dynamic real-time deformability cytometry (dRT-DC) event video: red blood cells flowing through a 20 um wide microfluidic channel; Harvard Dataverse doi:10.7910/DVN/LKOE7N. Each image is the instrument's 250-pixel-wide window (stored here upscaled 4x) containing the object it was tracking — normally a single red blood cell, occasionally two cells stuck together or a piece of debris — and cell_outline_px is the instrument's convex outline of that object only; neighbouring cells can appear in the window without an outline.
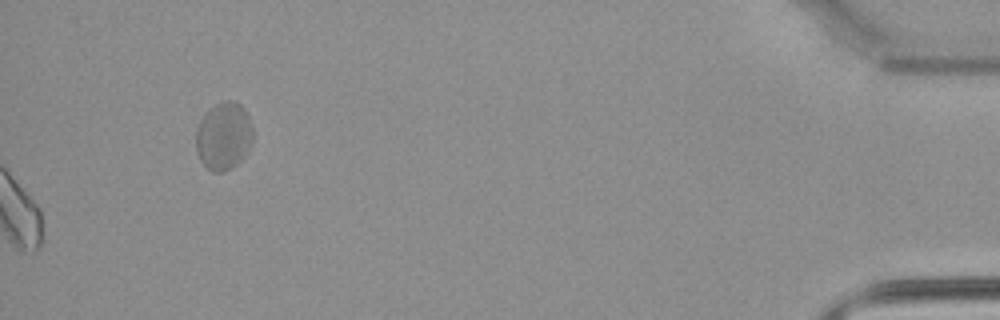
{"species": "common noctule bat (a hibernating species)", "species_latin": "Nyctalus noctula", "temperature_condition": "warm", "stored_images_in_passage": 36, "segment_of_instrument_passage": [2, 2], "camera_frame_rate_fps": 3000, "um_per_image_px": 0.085, "animal": {"sex": "male", "body_mass_g": 21.5, "forearm_length_mm": 52.0}, "frame": {"image": 1, "passage_image": 36, "time_ms": 11.667, "image_size_px": [1000, 320], "cell_outline_px": [[252, 144], [248, 152], [236, 164], [224, 172], [212, 172], [200, 160], [196, 152], [196, 128], [200, 120], [208, 108], [224, 100], [232, 100], [240, 104], [244, 108], [248, 116], [252, 128]], "centroid_in_image_um": [19.0, 11.55], "position_along_channel_um": 416.2, "area_um2": 22.66}}